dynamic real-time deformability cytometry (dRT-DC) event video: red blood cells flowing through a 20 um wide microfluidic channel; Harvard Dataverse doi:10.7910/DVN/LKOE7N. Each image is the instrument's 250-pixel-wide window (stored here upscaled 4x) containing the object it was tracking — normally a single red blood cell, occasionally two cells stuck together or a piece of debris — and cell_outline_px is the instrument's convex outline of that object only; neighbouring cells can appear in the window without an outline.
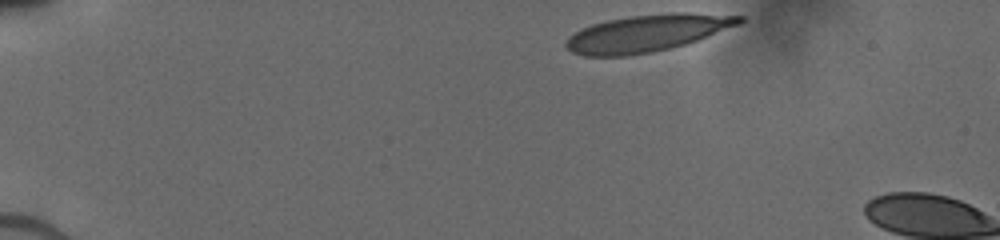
{"species": "human", "species_latin": "Homo sapiens", "temperature_condition": "cold", "stored_images_in_passage": 12, "camera_frame_rate_fps": 3000, "um_per_image_px": 0.085, "donor": {"sex": "male"}, "frame": {"image": 1, "passage_image": 1, "time_ms": 0.0, "image_size_px": [1000, 240], "cell_outline_px": [[744, 20], [740, 24], [696, 40], [684, 44], [652, 52], [628, 56], [584, 56], [572, 52], [564, 44], [568, 36], [592, 24], [608, 20], [628, 16], [668, 12], [688, 12], [744, 16]], "centroid_in_image_um": [55.0, 2.81], "position_along_channel_um": 30.0, "area_um2": 37.22}}